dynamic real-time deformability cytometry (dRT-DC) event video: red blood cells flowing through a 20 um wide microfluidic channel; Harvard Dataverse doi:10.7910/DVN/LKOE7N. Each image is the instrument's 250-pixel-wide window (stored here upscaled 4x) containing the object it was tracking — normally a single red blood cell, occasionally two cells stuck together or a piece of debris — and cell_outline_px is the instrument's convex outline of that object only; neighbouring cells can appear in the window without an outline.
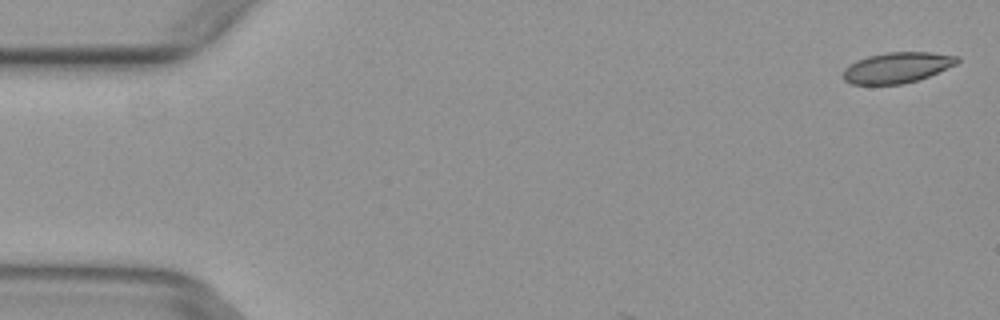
{"species": "common noctule bat (a hibernating species)", "species_latin": "Nyctalus noctula", "temperature_condition": "warm", "stored_images_in_passage": 3, "camera_frame_rate_fps": 3000, "um_per_image_px": 0.085, "animal": {"sex": "female", "body_mass_g": 29.2, "forearm_length_mm": 56.3}, "frame": {"image": 1, "passage_image": 1, "time_ms": 0.0, "image_size_px": [1000, 320], "cell_outline_px": [[960, 60], [956, 64], [928, 76], [916, 80], [900, 84], [852, 84], [844, 80], [844, 68], [848, 64], [856, 60], [868, 56], [888, 52], [928, 52], [960, 56]], "centroid_in_image_um": [76.24, 5.73], "position_along_channel_um": 8.8, "area_um2": 20.23}}